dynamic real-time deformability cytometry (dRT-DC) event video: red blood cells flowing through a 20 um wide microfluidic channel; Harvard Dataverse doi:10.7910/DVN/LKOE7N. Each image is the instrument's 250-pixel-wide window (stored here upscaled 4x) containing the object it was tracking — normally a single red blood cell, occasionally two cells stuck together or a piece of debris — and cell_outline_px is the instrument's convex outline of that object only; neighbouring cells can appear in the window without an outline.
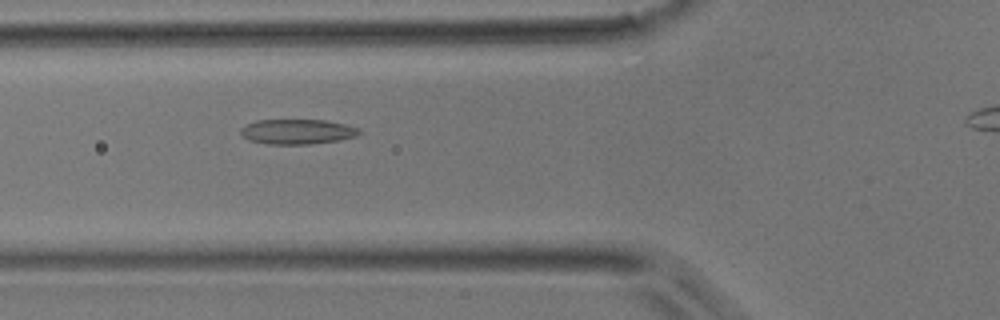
{"species": "common noctule bat (a hibernating species)", "species_latin": "Nyctalus noctula", "temperature_condition": "room temperature", "stored_images_in_passage": 34, "camera_frame_rate_fps": 3000, "um_per_image_px": 0.085, "animal": {"sex": "male", "body_mass_g": 17.9}, "frame": {"image": 1, "passage_image": 8, "time_ms": 2.333, "image_size_px": [1000, 320], "cell_outline_px": [[364, 132], [356, 136], [340, 140], [312, 144], [264, 144], [248, 140], [240, 132], [240, 128], [256, 120], [324, 120], [344, 124], [360, 128]], "centroid_in_image_um": [25.3, 11.2], "position_along_channel_um": 100.5, "area_um2": 17.4}}
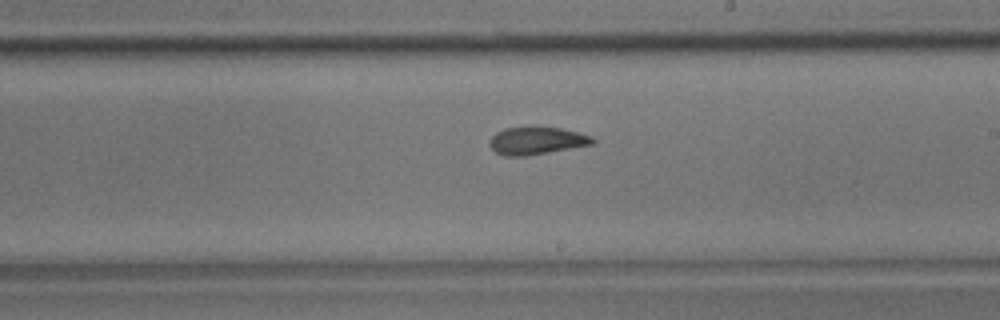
{"frame": {"image": 2, "passage_image": 18, "time_ms": 5.667, "image_size_px": [1000, 320], "cell_outline_px": [[596, 144], [528, 156], [504, 156], [496, 152], [488, 144], [488, 140], [496, 132], [504, 128], [532, 124], [536, 124], [560, 128], [580, 132], [592, 136], [596, 140]], "centroid_in_image_um": [45.63, 11.92], "position_along_channel_um": 243.4, "area_um2": 17.51}}
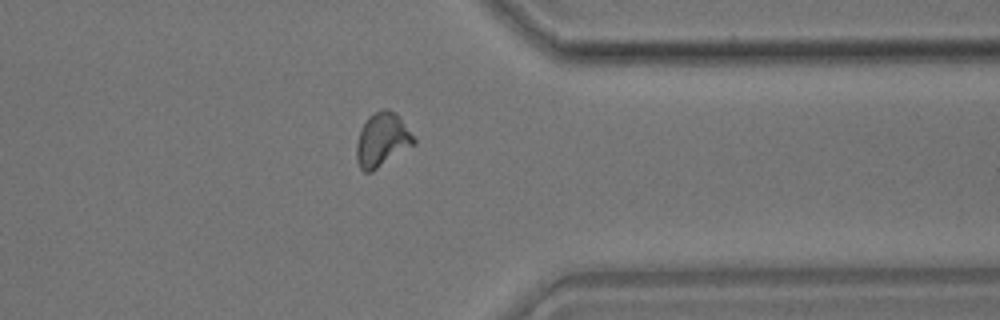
{"frame": {"image": 3, "passage_image": 28, "time_ms": 9.0, "image_size_px": [1000, 320], "cell_outline_px": [[416, 144], [372, 172], [364, 172], [360, 168], [356, 160], [356, 144], [360, 128], [368, 116], [384, 108], [388, 108], [396, 112], [416, 140]], "centroid_in_image_um": [32.47, 11.89], "position_along_channel_um": 378.9, "area_um2": 18.21}}